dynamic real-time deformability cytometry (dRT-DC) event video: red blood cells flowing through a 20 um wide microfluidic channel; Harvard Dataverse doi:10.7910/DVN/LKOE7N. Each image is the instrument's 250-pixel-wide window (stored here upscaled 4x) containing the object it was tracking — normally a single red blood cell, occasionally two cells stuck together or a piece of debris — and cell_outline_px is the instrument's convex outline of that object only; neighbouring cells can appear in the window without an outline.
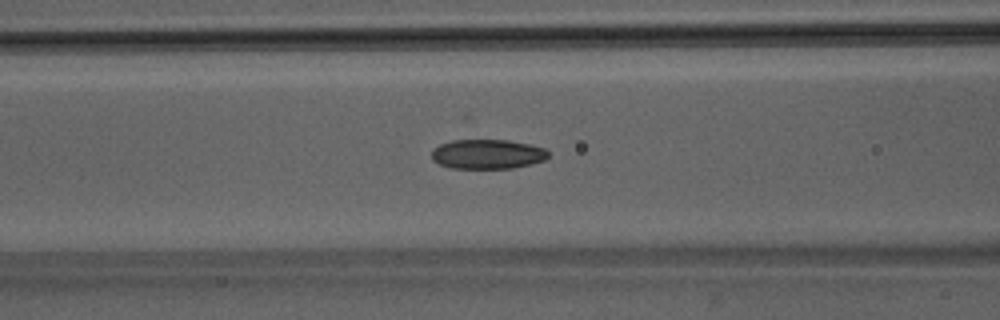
{"species": "Egyptian fruit bat (a non-hibernating species)", "species_latin": "Rousettus aegyptiacus", "temperature_condition": "room temperature", "stored_images_in_passage": 51, "camera_frame_rate_fps": 3000, "um_per_image_px": 0.085, "animal": {"sex": "male"}, "frame": {"image": 1, "passage_image": 21, "time_ms": 6.667, "image_size_px": [1000, 320], "cell_outline_px": [[548, 156], [544, 160], [532, 164], [512, 168], [452, 168], [440, 164], [432, 160], [432, 148], [440, 144], [452, 140], [508, 140], [532, 144], [544, 148], [548, 152]], "centroid_in_image_um": [41.43, 13.09], "position_along_channel_um": 125.2, "area_um2": 20.17}}
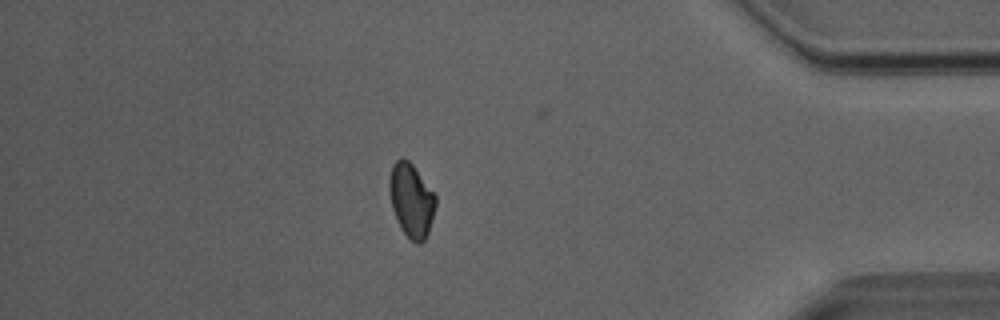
{"frame": {"image": 2, "passage_image": 44, "time_ms": 14.333, "image_size_px": [1000, 320], "cell_outline_px": [[436, 204], [432, 220], [428, 232], [424, 240], [420, 244], [416, 244], [400, 228], [396, 220], [392, 208], [388, 188], [388, 184], [392, 164], [400, 156], [408, 160], [412, 164], [436, 196]], "centroid_in_image_um": [34.94, 17.01], "position_along_channel_um": 400.3, "area_um2": 19.88}}
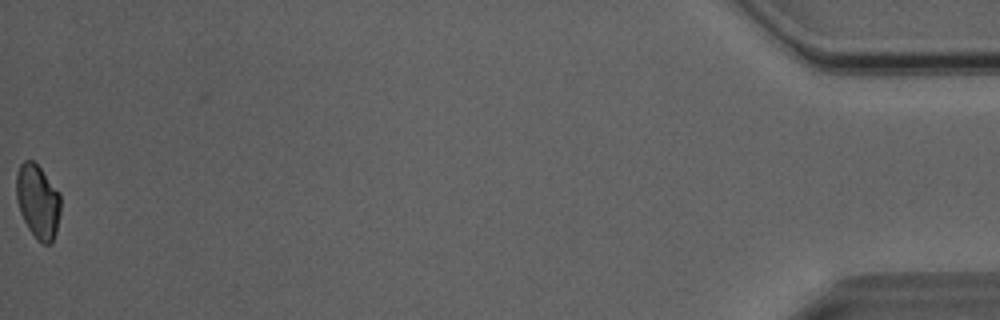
{"frame": {"image": 3, "passage_image": 51, "time_ms": 16.667, "image_size_px": [1000, 320], "cell_outline_px": [[60, 212], [56, 232], [52, 244], [44, 244], [28, 228], [20, 212], [16, 200], [16, 172], [20, 164], [24, 160], [32, 160], [40, 168], [60, 192]], "centroid_in_image_um": [3.21, 17.1], "position_along_channel_um": 432.0, "area_um2": 19.07}, "authors_computed_cell_mechanics": {"area_um2": 20.3456, "velocity_mm_per_s": 4.0745, "shape_relaxation_time_tau1_ms": 7.8062, "shape_relaxation_time_tau2_ms": 2.2885, "deformation_change_tau1": 0.1576, "deformation_change_tau2": 0.064}}